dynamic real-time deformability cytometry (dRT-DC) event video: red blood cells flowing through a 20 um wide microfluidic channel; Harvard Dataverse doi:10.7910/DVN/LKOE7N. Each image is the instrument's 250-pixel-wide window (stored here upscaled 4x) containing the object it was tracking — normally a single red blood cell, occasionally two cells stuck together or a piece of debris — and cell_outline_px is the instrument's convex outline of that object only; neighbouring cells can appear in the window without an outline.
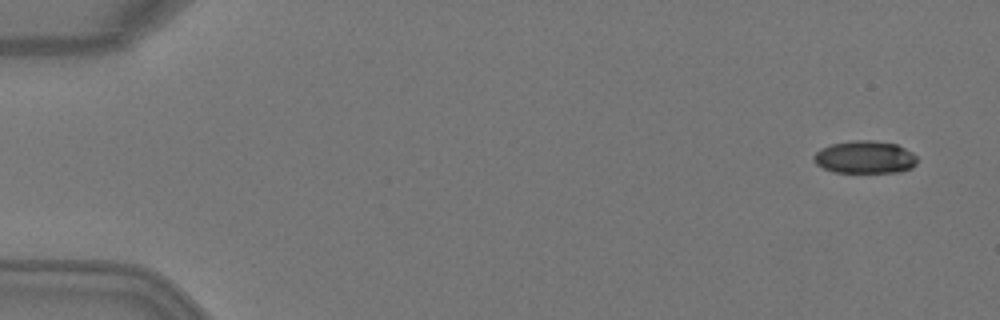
{"species": "Egyptian fruit bat (a non-hibernating species)", "species_latin": "Rousettus aegyptiacus", "temperature_condition": "warm", "stored_images_in_passage": 5, "camera_frame_rate_fps": 3000, "um_per_image_px": 0.085, "animal": {"sex": "female"}, "frame": {"image": 1, "passage_image": 1, "time_ms": 0.0, "image_size_px": [1000, 320], "cell_outline_px": [[916, 164], [912, 168], [900, 172], [832, 172], [816, 164], [812, 160], [812, 156], [820, 148], [832, 144], [852, 140], [872, 140], [896, 144], [912, 152], [916, 156]], "centroid_in_image_um": [73.49, 13.36], "position_along_channel_um": 11.5, "area_um2": 19.77}}
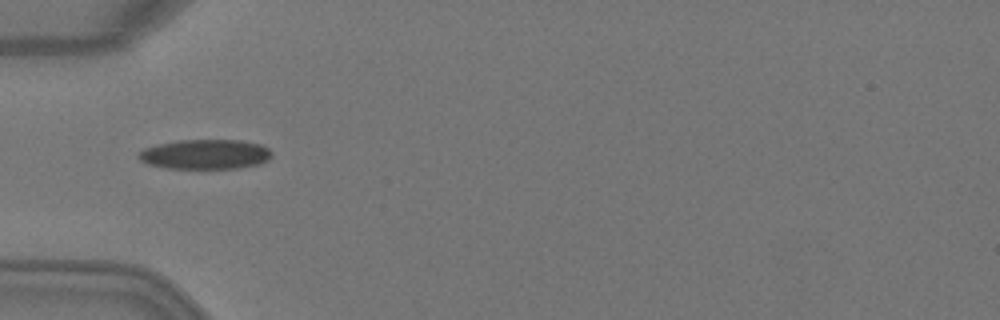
{"frame": {"image": 2, "passage_image": 4, "time_ms": 1.0, "image_size_px": [1000, 320], "cell_outline_px": [[272, 156], [268, 160], [260, 164], [236, 168], [164, 168], [148, 164], [140, 160], [136, 156], [144, 148], [176, 140], [240, 140], [260, 144], [268, 148], [272, 152]], "centroid_in_image_um": [17.45, 13.11], "position_along_channel_um": 67.5, "area_um2": 23.12}}